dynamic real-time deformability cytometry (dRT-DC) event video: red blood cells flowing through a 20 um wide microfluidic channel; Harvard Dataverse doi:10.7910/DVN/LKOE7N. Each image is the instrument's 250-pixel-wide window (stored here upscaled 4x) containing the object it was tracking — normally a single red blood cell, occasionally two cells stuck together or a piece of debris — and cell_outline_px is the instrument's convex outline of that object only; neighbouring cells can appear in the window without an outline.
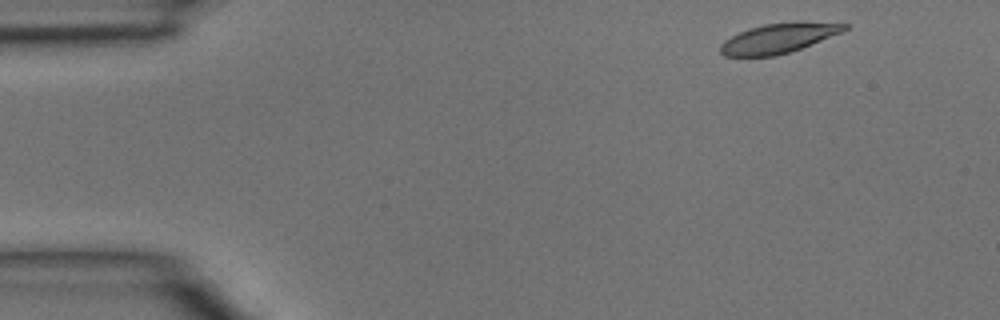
{"species": "common noctule bat (a hibernating species)", "species_latin": "Nyctalus noctula", "temperature_condition": "room temperature", "stored_images_in_passage": 3, "camera_frame_rate_fps": 3000, "um_per_image_px": 0.085, "animal": {"sex": "male", "body_mass_g": 15.6}, "frame": {"image": 1, "passage_image": 1, "time_ms": 0.0, "image_size_px": [1000, 320], "cell_outline_px": [[852, 24], [848, 28], [840, 32], [800, 48], [776, 56], [724, 56], [720, 52], [720, 44], [724, 40], [748, 28], [764, 24], [800, 20], [804, 20]], "centroid_in_image_um": [66.19, 3.21], "position_along_channel_um": 18.8, "area_um2": 21.62}}
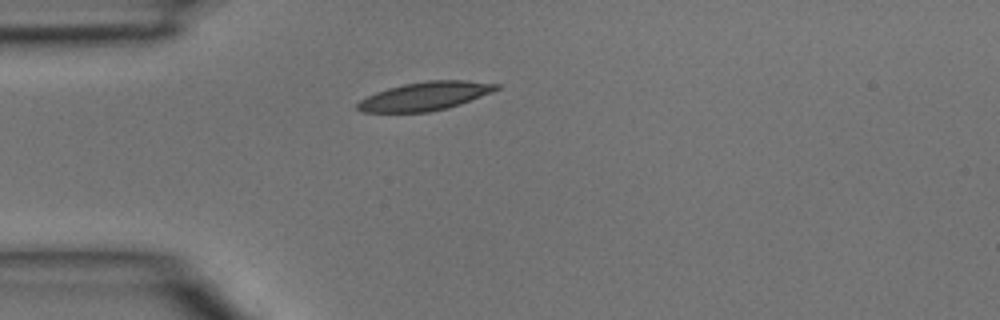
{"frame": {"image": 2, "passage_image": 3, "time_ms": 0.667, "image_size_px": [1000, 320], "cell_outline_px": [[500, 88], [492, 92], [460, 104], [448, 108], [428, 112], [364, 112], [356, 108], [356, 104], [360, 100], [376, 92], [388, 88], [404, 84], [428, 80], [464, 80], [500, 84]], "centroid_in_image_um": [36.14, 8.17], "position_along_channel_um": 48.9, "area_um2": 22.95}}